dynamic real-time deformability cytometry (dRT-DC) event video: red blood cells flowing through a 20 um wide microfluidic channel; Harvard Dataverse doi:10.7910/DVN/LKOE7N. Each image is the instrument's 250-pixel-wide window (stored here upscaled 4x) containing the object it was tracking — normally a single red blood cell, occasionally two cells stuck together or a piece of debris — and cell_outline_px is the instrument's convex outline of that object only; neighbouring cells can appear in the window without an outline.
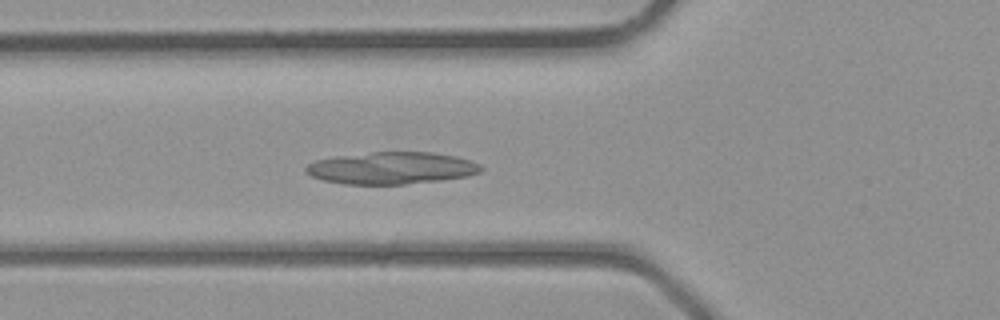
{"species": "common noctule bat (a hibernating species)", "species_latin": "Nyctalus noctula", "temperature_condition": "room temperature", "stored_images_in_passage": 40, "segment_of_instrument_passage": [1, 2], "camera_frame_rate_fps": 3000, "um_per_image_px": 0.085, "animal": {"sex": "male", "body_mass_g": 23.1, "forearm_length_mm": 52.7}, "frame": {"image": 1, "passage_image": 14, "time_ms": 4.333, "image_size_px": [1000, 320], "cell_outline_px": [[484, 168], [480, 172], [468, 176], [404, 184], [344, 184], [324, 180], [312, 176], [304, 172], [304, 168], [308, 164], [316, 160], [336, 156], [372, 152], [432, 152], [456, 156], [472, 160], [480, 164]], "centroid_in_image_um": [33.29, 14.27], "position_along_channel_um": 92.5, "area_um2": 32.71}}
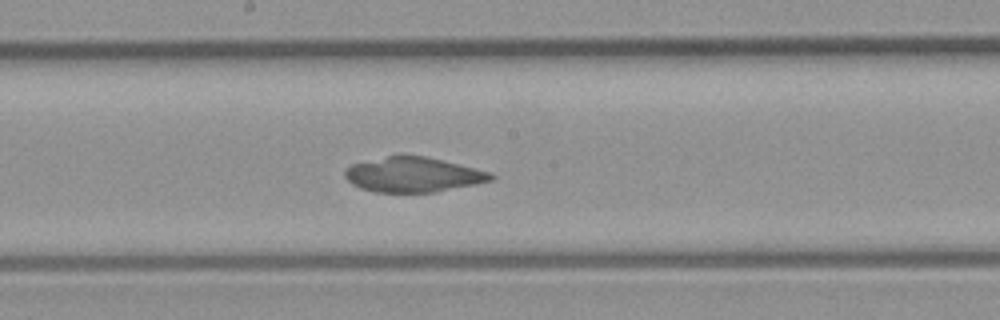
{"frame": {"image": 2, "passage_image": 21, "time_ms": 6.667, "image_size_px": [1000, 320], "cell_outline_px": [[496, 176], [492, 180], [476, 184], [436, 192], [376, 192], [360, 188], [352, 184], [344, 176], [344, 168], [352, 164], [400, 152], [424, 156], [492, 172]], "centroid_in_image_um": [35.09, 14.82], "position_along_channel_um": 213.1, "area_um2": 30.17}}
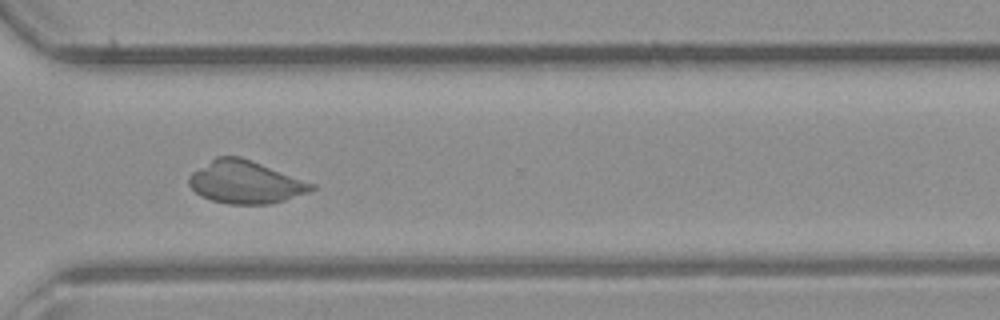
{"frame": {"image": 3, "passage_image": 29, "time_ms": 9.333, "image_size_px": [1000, 320], "cell_outline_px": [[316, 188], [308, 192], [284, 200], [268, 204], [228, 204], [212, 200], [200, 196], [188, 184], [188, 176], [192, 172], [216, 156], [240, 156], [316, 184]], "centroid_in_image_um": [20.84, 15.48], "position_along_channel_um": 349.8, "area_um2": 30.4}}